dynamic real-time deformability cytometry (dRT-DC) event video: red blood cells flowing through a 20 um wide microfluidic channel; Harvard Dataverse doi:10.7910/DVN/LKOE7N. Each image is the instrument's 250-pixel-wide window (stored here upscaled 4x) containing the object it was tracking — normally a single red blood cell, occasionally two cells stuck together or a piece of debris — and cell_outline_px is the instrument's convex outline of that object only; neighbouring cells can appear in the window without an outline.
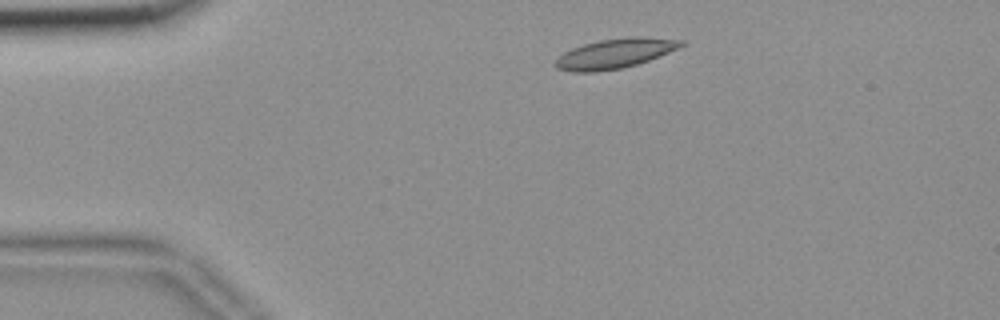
{"species": "common noctule bat (a hibernating species)", "species_latin": "Nyctalus noctula", "temperature_condition": "room temperature", "stored_images_in_passage": 49, "camera_frame_rate_fps": 3000, "um_per_image_px": 0.085, "animal": {"sex": "female", "body_mass_g": 18.4}, "frame": {"image": 1, "passage_image": 5, "time_ms": 1.333, "image_size_px": [1000, 320], "cell_outline_px": [[688, 44], [680, 48], [648, 60], [636, 64], [620, 68], [596, 72], [572, 72], [556, 68], [552, 64], [564, 52], [572, 48], [584, 44], [600, 40], [628, 36], [640, 36], [684, 40]], "centroid_in_image_um": [52.29, 4.54], "position_along_channel_um": 32.7, "area_um2": 21.91}}
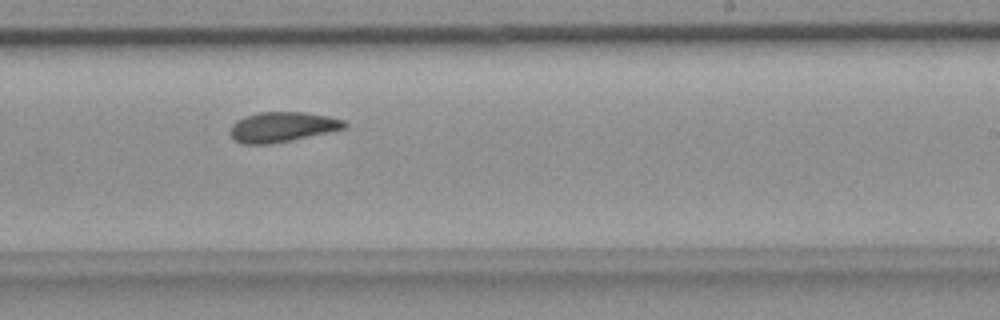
{"frame": {"image": 2, "passage_image": 28, "time_ms": 9.0, "image_size_px": [1000, 320], "cell_outline_px": [[348, 128], [292, 140], [268, 144], [244, 144], [236, 140], [228, 132], [232, 124], [236, 120], [244, 116], [260, 112], [308, 112], [328, 116], [344, 120], [348, 124]], "centroid_in_image_um": [24.01, 10.78], "position_along_channel_um": 265.0, "area_um2": 20.17}}
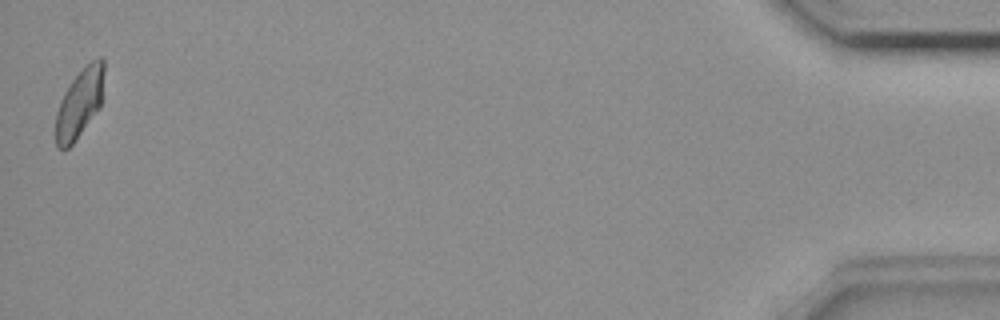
{"frame": {"image": 3, "passage_image": 49, "time_ms": 16.0, "image_size_px": [1000, 320], "cell_outline_px": [[104, 72], [100, 108], [72, 144], [68, 148], [56, 148], [56, 112], [60, 100], [64, 92], [72, 80], [92, 60], [100, 56], [104, 60]], "centroid_in_image_um": [6.76, 8.77], "position_along_channel_um": 428.4, "area_um2": 19.19}, "authors_computed_cell_mechanics": {"area_um2": 20.1722, "velocity_mm_per_s": 3.6532, "shape_relaxation_time_tau1_ms": 6.7042, "shape_relaxation_time_tau2_ms": 3.1928, "deformation_change_tau1": 0.144, "deformation_change_tau2": 0.0673}}